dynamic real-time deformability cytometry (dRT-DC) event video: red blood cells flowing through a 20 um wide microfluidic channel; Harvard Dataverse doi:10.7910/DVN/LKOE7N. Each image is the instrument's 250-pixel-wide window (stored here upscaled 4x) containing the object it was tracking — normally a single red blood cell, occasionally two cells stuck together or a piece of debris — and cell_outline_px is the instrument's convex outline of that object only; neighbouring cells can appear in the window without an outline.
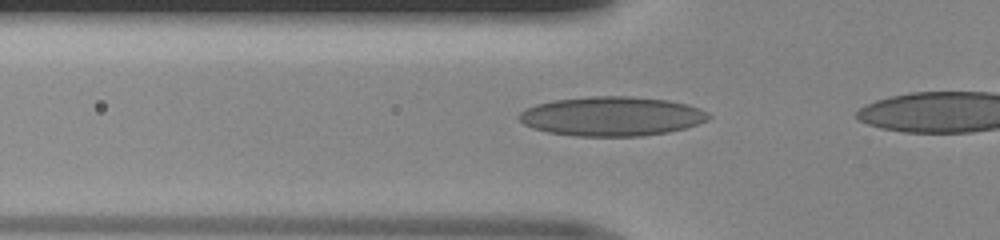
{"species": "human", "species_latin": "Homo sapiens", "temperature_condition": "room temperature", "stored_images_in_passage": 27, "camera_frame_rate_fps": 3000, "um_per_image_px": 0.085, "donor": {"sex": "male"}, "frame": {"image": 1, "passage_image": 4, "time_ms": 1.0, "image_size_px": [1000, 240], "cell_outline_px": [[712, 116], [708, 120], [684, 128], [668, 132], [640, 136], [576, 136], [548, 132], [532, 128], [524, 124], [516, 116], [524, 108], [536, 104], [552, 100], [592, 96], [632, 96], [668, 100], [688, 104], [700, 108], [708, 112]], "centroid_in_image_um": [51.98, 9.87], "position_along_channel_um": 73.8, "area_um2": 43.7}}
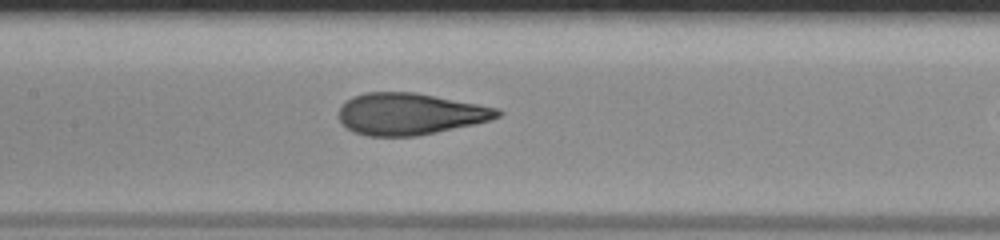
{"frame": {"image": 2, "passage_image": 11, "time_ms": 3.333, "image_size_px": [1000, 240], "cell_outline_px": [[504, 112], [500, 116], [488, 120], [472, 124], [436, 132], [416, 136], [368, 136], [356, 132], [348, 128], [340, 120], [340, 108], [352, 96], [364, 92], [416, 92], [496, 108]], "centroid_in_image_um": [34.83, 9.67], "position_along_channel_um": 172.6, "area_um2": 38.03}}
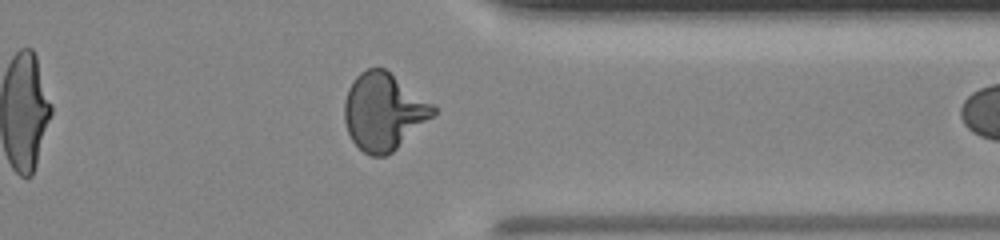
{"frame": {"image": 3, "passage_image": 26, "time_ms": 8.333, "image_size_px": [1000, 240], "cell_outline_px": [[436, 112], [432, 116], [392, 152], [384, 156], [372, 156], [364, 152], [352, 140], [348, 132], [344, 120], [344, 100], [348, 88], [356, 76], [360, 72], [368, 68], [384, 68], [432, 104], [436, 108]], "centroid_in_image_um": [32.56, 9.48], "position_along_channel_um": 378.8, "area_um2": 39.19}}